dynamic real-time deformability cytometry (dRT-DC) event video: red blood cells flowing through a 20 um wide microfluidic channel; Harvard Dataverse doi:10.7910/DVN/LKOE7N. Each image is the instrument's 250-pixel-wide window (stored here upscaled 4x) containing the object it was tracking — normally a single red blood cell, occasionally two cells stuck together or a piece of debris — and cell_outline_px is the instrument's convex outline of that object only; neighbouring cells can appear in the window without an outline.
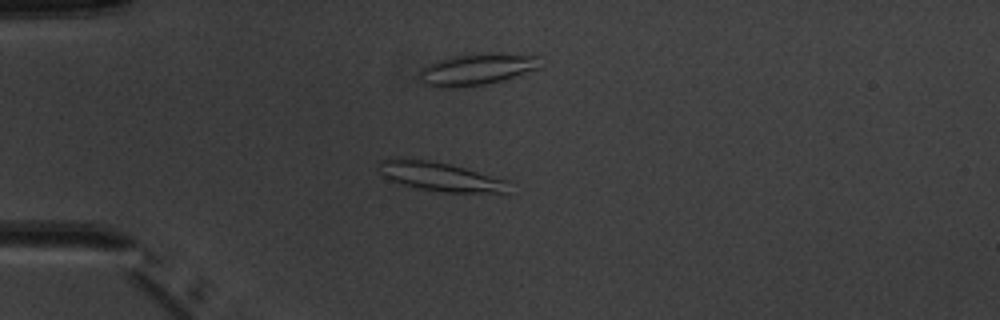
{"species": "common noctule bat (a hibernating species)", "species_latin": "Nyctalus noctula", "temperature_condition": "warm", "stored_images_in_passage": 3, "camera_frame_rate_fps": 3000, "um_per_image_px": 0.085, "animal": {"sex": "male", "body_mass_g": 20.1, "forearm_length_mm": 53.5}, "frame": {"image": 1, "passage_image": 2, "time_ms": 1.333, "image_size_px": [1000, 320], "cell_outline_px": [[508, 192], [444, 192], [416, 188], [388, 180], [380, 172], [376, 164], [380, 160], [388, 156], [400, 156], [428, 160], [448, 164], [464, 168], [508, 180]], "centroid_in_image_um": [37.27, 14.97], "position_along_channel_um": 47.7, "area_um2": 22.25}}